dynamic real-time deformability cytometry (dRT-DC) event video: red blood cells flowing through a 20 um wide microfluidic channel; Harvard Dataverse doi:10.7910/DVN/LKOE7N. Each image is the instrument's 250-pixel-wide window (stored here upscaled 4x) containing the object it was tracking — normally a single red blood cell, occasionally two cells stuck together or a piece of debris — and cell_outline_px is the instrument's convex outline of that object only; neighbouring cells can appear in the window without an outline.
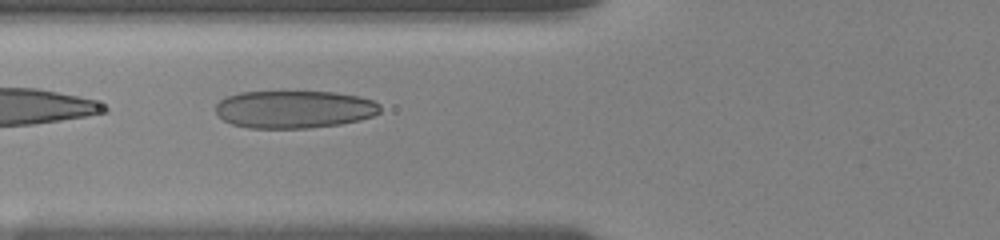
{"species": "human", "species_latin": "Homo sapiens", "temperature_condition": "room temperature", "stored_images_in_passage": 7, "camera_frame_rate_fps": 3000, "um_per_image_px": 0.085, "donor": {"sex": "female"}, "frame": {"image": 1, "passage_image": 6, "time_ms": 0.667, "image_size_px": [1000, 240], "cell_outline_px": [[380, 112], [372, 116], [360, 120], [340, 124], [308, 128], [248, 128], [232, 124], [224, 120], [216, 112], [216, 104], [220, 100], [228, 96], [240, 92], [336, 92], [360, 96], [372, 100], [380, 104]], "centroid_in_image_um": [25.03, 9.29], "position_along_channel_um": 100.8, "area_um2": 36.13}}